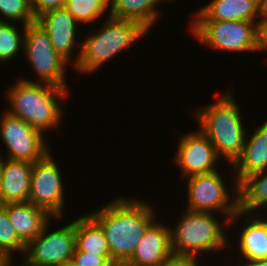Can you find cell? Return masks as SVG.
Here are the masks:
<instances>
[{"label": "cell", "instance_id": "f1b7e54d", "mask_svg": "<svg viewBox=\"0 0 267 266\" xmlns=\"http://www.w3.org/2000/svg\"><path fill=\"white\" fill-rule=\"evenodd\" d=\"M258 52H267V18H259L257 22Z\"/></svg>", "mask_w": 267, "mask_h": 266}, {"label": "cell", "instance_id": "44dd1931", "mask_svg": "<svg viewBox=\"0 0 267 266\" xmlns=\"http://www.w3.org/2000/svg\"><path fill=\"white\" fill-rule=\"evenodd\" d=\"M238 194L239 211L248 214H267V170L245 177L238 184Z\"/></svg>", "mask_w": 267, "mask_h": 266}, {"label": "cell", "instance_id": "52a82bcc", "mask_svg": "<svg viewBox=\"0 0 267 266\" xmlns=\"http://www.w3.org/2000/svg\"><path fill=\"white\" fill-rule=\"evenodd\" d=\"M190 34L219 52H258L257 22L190 20Z\"/></svg>", "mask_w": 267, "mask_h": 266}, {"label": "cell", "instance_id": "e575fe53", "mask_svg": "<svg viewBox=\"0 0 267 266\" xmlns=\"http://www.w3.org/2000/svg\"><path fill=\"white\" fill-rule=\"evenodd\" d=\"M6 261L1 255H0V266Z\"/></svg>", "mask_w": 267, "mask_h": 266}, {"label": "cell", "instance_id": "4316f807", "mask_svg": "<svg viewBox=\"0 0 267 266\" xmlns=\"http://www.w3.org/2000/svg\"><path fill=\"white\" fill-rule=\"evenodd\" d=\"M71 261L74 266H117L111 259V255L89 254L79 251L76 247Z\"/></svg>", "mask_w": 267, "mask_h": 266}, {"label": "cell", "instance_id": "1f68e13d", "mask_svg": "<svg viewBox=\"0 0 267 266\" xmlns=\"http://www.w3.org/2000/svg\"><path fill=\"white\" fill-rule=\"evenodd\" d=\"M238 266H267V258L266 259L254 260V261L242 262Z\"/></svg>", "mask_w": 267, "mask_h": 266}, {"label": "cell", "instance_id": "d6986e66", "mask_svg": "<svg viewBox=\"0 0 267 266\" xmlns=\"http://www.w3.org/2000/svg\"><path fill=\"white\" fill-rule=\"evenodd\" d=\"M18 237L28 245L52 218L44 209L30 202L8 203L2 205Z\"/></svg>", "mask_w": 267, "mask_h": 266}, {"label": "cell", "instance_id": "5b68a950", "mask_svg": "<svg viewBox=\"0 0 267 266\" xmlns=\"http://www.w3.org/2000/svg\"><path fill=\"white\" fill-rule=\"evenodd\" d=\"M106 15L103 25L81 40L80 55L73 67L78 73H95L104 63L132 47L135 41L138 42L150 32L137 21Z\"/></svg>", "mask_w": 267, "mask_h": 266}, {"label": "cell", "instance_id": "f546056e", "mask_svg": "<svg viewBox=\"0 0 267 266\" xmlns=\"http://www.w3.org/2000/svg\"><path fill=\"white\" fill-rule=\"evenodd\" d=\"M200 262L194 258L183 256H171L157 266H199Z\"/></svg>", "mask_w": 267, "mask_h": 266}, {"label": "cell", "instance_id": "d4e9b609", "mask_svg": "<svg viewBox=\"0 0 267 266\" xmlns=\"http://www.w3.org/2000/svg\"><path fill=\"white\" fill-rule=\"evenodd\" d=\"M26 244L18 237L10 222L6 209L0 206V255L6 260H14L15 252L25 254Z\"/></svg>", "mask_w": 267, "mask_h": 266}, {"label": "cell", "instance_id": "9a60e30c", "mask_svg": "<svg viewBox=\"0 0 267 266\" xmlns=\"http://www.w3.org/2000/svg\"><path fill=\"white\" fill-rule=\"evenodd\" d=\"M159 219L147 229L132 257L123 266H157L173 256L169 225Z\"/></svg>", "mask_w": 267, "mask_h": 266}, {"label": "cell", "instance_id": "ffe728a7", "mask_svg": "<svg viewBox=\"0 0 267 266\" xmlns=\"http://www.w3.org/2000/svg\"><path fill=\"white\" fill-rule=\"evenodd\" d=\"M170 0H109V16L129 19L141 23L149 31L161 16L156 8L160 3Z\"/></svg>", "mask_w": 267, "mask_h": 266}, {"label": "cell", "instance_id": "d6a6232c", "mask_svg": "<svg viewBox=\"0 0 267 266\" xmlns=\"http://www.w3.org/2000/svg\"><path fill=\"white\" fill-rule=\"evenodd\" d=\"M20 262L21 263H19V264L16 265L14 263V260H6L1 266H26L22 261H20Z\"/></svg>", "mask_w": 267, "mask_h": 266}, {"label": "cell", "instance_id": "603a6c76", "mask_svg": "<svg viewBox=\"0 0 267 266\" xmlns=\"http://www.w3.org/2000/svg\"><path fill=\"white\" fill-rule=\"evenodd\" d=\"M64 8L75 18L79 25L95 23L104 14H109V0H66Z\"/></svg>", "mask_w": 267, "mask_h": 266}, {"label": "cell", "instance_id": "e0dca14e", "mask_svg": "<svg viewBox=\"0 0 267 266\" xmlns=\"http://www.w3.org/2000/svg\"><path fill=\"white\" fill-rule=\"evenodd\" d=\"M248 134L241 155L231 165L238 184L251 174L267 170V119Z\"/></svg>", "mask_w": 267, "mask_h": 266}, {"label": "cell", "instance_id": "4fadbf2b", "mask_svg": "<svg viewBox=\"0 0 267 266\" xmlns=\"http://www.w3.org/2000/svg\"><path fill=\"white\" fill-rule=\"evenodd\" d=\"M36 22L40 24L49 34L54 50L67 62H71L72 66L76 64L80 55L81 41H77L78 27L81 26L76 22L75 18L64 8H57L46 11L36 18ZM77 41V42H76ZM78 46V52L74 53ZM75 55L74 58L71 56Z\"/></svg>", "mask_w": 267, "mask_h": 266}, {"label": "cell", "instance_id": "8fae6325", "mask_svg": "<svg viewBox=\"0 0 267 266\" xmlns=\"http://www.w3.org/2000/svg\"><path fill=\"white\" fill-rule=\"evenodd\" d=\"M51 151L33 163L28 202L44 209L52 217H64V181L60 166L51 156Z\"/></svg>", "mask_w": 267, "mask_h": 266}, {"label": "cell", "instance_id": "277c9868", "mask_svg": "<svg viewBox=\"0 0 267 266\" xmlns=\"http://www.w3.org/2000/svg\"><path fill=\"white\" fill-rule=\"evenodd\" d=\"M218 218L220 216L216 217L214 213L185 210L175 226L169 224L173 255L197 260L209 252L217 254V251H226L229 246H235L226 234L228 231L225 232L226 229L230 230V220L226 217L223 220Z\"/></svg>", "mask_w": 267, "mask_h": 266}, {"label": "cell", "instance_id": "7402d4cb", "mask_svg": "<svg viewBox=\"0 0 267 266\" xmlns=\"http://www.w3.org/2000/svg\"><path fill=\"white\" fill-rule=\"evenodd\" d=\"M75 247L89 254L111 255L101 226L87 213L75 219Z\"/></svg>", "mask_w": 267, "mask_h": 266}, {"label": "cell", "instance_id": "7a4b0ae2", "mask_svg": "<svg viewBox=\"0 0 267 266\" xmlns=\"http://www.w3.org/2000/svg\"><path fill=\"white\" fill-rule=\"evenodd\" d=\"M234 97L233 92L227 89L217 101L193 111L198 129L208 137L229 168L241 155L247 134L242 111Z\"/></svg>", "mask_w": 267, "mask_h": 266}, {"label": "cell", "instance_id": "ba28073f", "mask_svg": "<svg viewBox=\"0 0 267 266\" xmlns=\"http://www.w3.org/2000/svg\"><path fill=\"white\" fill-rule=\"evenodd\" d=\"M24 33L23 54L38 78L36 81L21 79L69 88L66 81L69 63L54 50L49 34L36 21L27 24Z\"/></svg>", "mask_w": 267, "mask_h": 266}, {"label": "cell", "instance_id": "83f0119b", "mask_svg": "<svg viewBox=\"0 0 267 266\" xmlns=\"http://www.w3.org/2000/svg\"><path fill=\"white\" fill-rule=\"evenodd\" d=\"M32 13L37 18L42 13L62 8L65 6L66 0H29Z\"/></svg>", "mask_w": 267, "mask_h": 266}, {"label": "cell", "instance_id": "8992f818", "mask_svg": "<svg viewBox=\"0 0 267 266\" xmlns=\"http://www.w3.org/2000/svg\"><path fill=\"white\" fill-rule=\"evenodd\" d=\"M220 173L217 170L186 178L188 202L185 210L222 214L229 220L239 211L238 183L233 180L231 183L235 187H226L224 179L227 178H222Z\"/></svg>", "mask_w": 267, "mask_h": 266}, {"label": "cell", "instance_id": "d590c367", "mask_svg": "<svg viewBox=\"0 0 267 266\" xmlns=\"http://www.w3.org/2000/svg\"><path fill=\"white\" fill-rule=\"evenodd\" d=\"M2 205V196H1V181H0V206Z\"/></svg>", "mask_w": 267, "mask_h": 266}, {"label": "cell", "instance_id": "6da1fadb", "mask_svg": "<svg viewBox=\"0 0 267 266\" xmlns=\"http://www.w3.org/2000/svg\"><path fill=\"white\" fill-rule=\"evenodd\" d=\"M87 213L101 226L117 266H123L132 257L147 229L158 218L153 205L122 196Z\"/></svg>", "mask_w": 267, "mask_h": 266}, {"label": "cell", "instance_id": "30bf717a", "mask_svg": "<svg viewBox=\"0 0 267 266\" xmlns=\"http://www.w3.org/2000/svg\"><path fill=\"white\" fill-rule=\"evenodd\" d=\"M20 118L3 111L0 116V138L8 149L6 157L32 163L43 159L52 149L46 136Z\"/></svg>", "mask_w": 267, "mask_h": 266}, {"label": "cell", "instance_id": "9c48e42d", "mask_svg": "<svg viewBox=\"0 0 267 266\" xmlns=\"http://www.w3.org/2000/svg\"><path fill=\"white\" fill-rule=\"evenodd\" d=\"M53 219L62 220L61 217H52L26 246L21 257L26 266H56L71 260L75 250V220L49 233L48 226Z\"/></svg>", "mask_w": 267, "mask_h": 266}, {"label": "cell", "instance_id": "836d02e7", "mask_svg": "<svg viewBox=\"0 0 267 266\" xmlns=\"http://www.w3.org/2000/svg\"><path fill=\"white\" fill-rule=\"evenodd\" d=\"M56 266H74V263L69 260V261H66V262H62L60 263L59 265H56Z\"/></svg>", "mask_w": 267, "mask_h": 266}, {"label": "cell", "instance_id": "cb8c5ba5", "mask_svg": "<svg viewBox=\"0 0 267 266\" xmlns=\"http://www.w3.org/2000/svg\"><path fill=\"white\" fill-rule=\"evenodd\" d=\"M16 26V23L0 22V63H7L14 59L21 50L23 53L26 26H19L22 29Z\"/></svg>", "mask_w": 267, "mask_h": 266}, {"label": "cell", "instance_id": "3957f363", "mask_svg": "<svg viewBox=\"0 0 267 266\" xmlns=\"http://www.w3.org/2000/svg\"><path fill=\"white\" fill-rule=\"evenodd\" d=\"M19 78L6 90L5 96L10 105L5 111L44 134L58 129L64 115L60 102L69 95L70 88L28 82Z\"/></svg>", "mask_w": 267, "mask_h": 266}, {"label": "cell", "instance_id": "7c38bea8", "mask_svg": "<svg viewBox=\"0 0 267 266\" xmlns=\"http://www.w3.org/2000/svg\"><path fill=\"white\" fill-rule=\"evenodd\" d=\"M175 154L171 161L180 168V177L184 180L194 175L217 171L218 163L221 165L219 161L223 160L200 129L180 135Z\"/></svg>", "mask_w": 267, "mask_h": 266}, {"label": "cell", "instance_id": "484cf974", "mask_svg": "<svg viewBox=\"0 0 267 266\" xmlns=\"http://www.w3.org/2000/svg\"><path fill=\"white\" fill-rule=\"evenodd\" d=\"M0 15V22H18L26 26L36 21L29 0H0Z\"/></svg>", "mask_w": 267, "mask_h": 266}, {"label": "cell", "instance_id": "ac0fdd59", "mask_svg": "<svg viewBox=\"0 0 267 266\" xmlns=\"http://www.w3.org/2000/svg\"><path fill=\"white\" fill-rule=\"evenodd\" d=\"M191 20L258 22V0H210Z\"/></svg>", "mask_w": 267, "mask_h": 266}, {"label": "cell", "instance_id": "5bb4252c", "mask_svg": "<svg viewBox=\"0 0 267 266\" xmlns=\"http://www.w3.org/2000/svg\"><path fill=\"white\" fill-rule=\"evenodd\" d=\"M241 219H243L242 224L246 225L241 226V233L238 235V241H235V244L237 243L235 246L236 253L239 252L238 255H240V258L237 259L239 260L237 264H233V266H238L240 263L246 261L267 258V215L248 214L238 211L230 219V225L234 223L235 226V223Z\"/></svg>", "mask_w": 267, "mask_h": 266}, {"label": "cell", "instance_id": "4dcf8cb0", "mask_svg": "<svg viewBox=\"0 0 267 266\" xmlns=\"http://www.w3.org/2000/svg\"><path fill=\"white\" fill-rule=\"evenodd\" d=\"M259 18H267V0H258Z\"/></svg>", "mask_w": 267, "mask_h": 266}, {"label": "cell", "instance_id": "2e32d148", "mask_svg": "<svg viewBox=\"0 0 267 266\" xmlns=\"http://www.w3.org/2000/svg\"><path fill=\"white\" fill-rule=\"evenodd\" d=\"M1 151L3 150H0L2 205L28 202L33 163L4 158Z\"/></svg>", "mask_w": 267, "mask_h": 266}]
</instances>
